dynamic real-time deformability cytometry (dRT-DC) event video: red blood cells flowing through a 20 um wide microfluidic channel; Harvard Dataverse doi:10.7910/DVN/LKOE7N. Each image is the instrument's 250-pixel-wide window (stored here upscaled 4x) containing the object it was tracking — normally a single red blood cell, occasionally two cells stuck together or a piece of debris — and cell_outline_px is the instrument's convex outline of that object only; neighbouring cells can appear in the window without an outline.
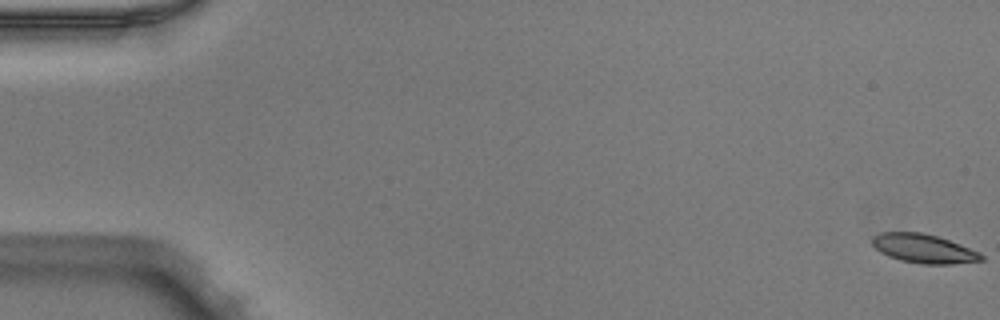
{"species": "Egyptian fruit bat (a non-hibernating species)", "species_latin": "Rousettus aegyptiacus", "temperature_condition": "warm", "stored_images_in_passage": 52, "camera_frame_rate_fps": 3000, "um_per_image_px": 0.085, "animal": {"sex": "male"}, "frame": {"image": 1, "passage_image": 1, "time_ms": 0.0, "image_size_px": [1000, 320], "cell_outline_px": [[984, 260], [952, 264], [920, 264], [900, 260], [888, 256], [880, 252], [872, 244], [872, 236], [880, 232], [920, 232], [936, 236], [948, 240], [980, 252], [984, 256]], "centroid_in_image_um": [78.5, 21.13], "position_along_channel_um": 6.5, "area_um2": 18.38}}
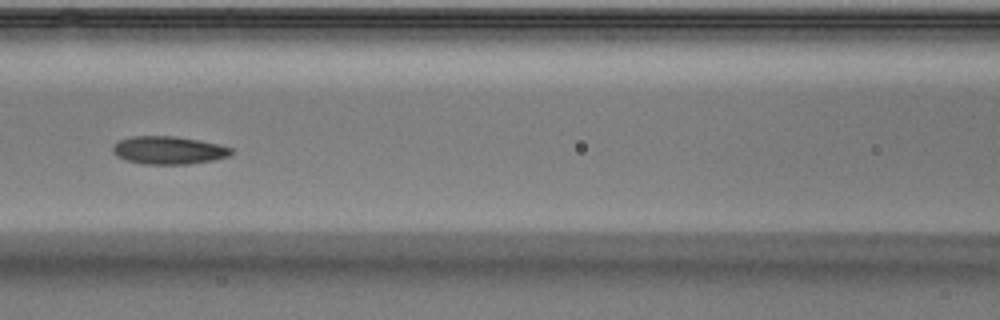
{"frame": {"image": 2, "passage_image": 24, "time_ms": 7.667, "image_size_px": [1000, 320], "cell_outline_px": [[232, 152], [228, 156], [212, 160], [188, 164], [144, 164], [128, 160], [116, 156], [112, 152], [112, 144], [120, 140], [132, 136], [176, 136], [216, 144], [232, 148]], "centroid_in_image_um": [14.27, 12.77], "position_along_channel_um": 152.3, "area_um2": 19.07}}
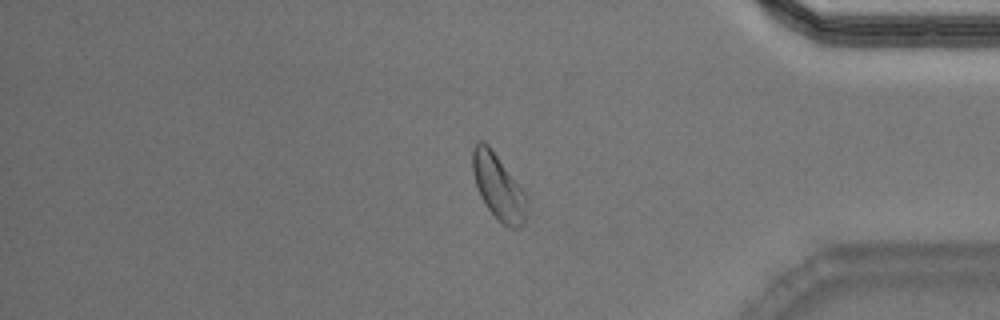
{"frame": {"image": 3, "passage_image": 44, "time_ms": 14.333, "image_size_px": [1000, 320], "cell_outline_px": [[528, 200], [524, 224], [520, 228], [508, 228], [488, 208], [480, 196], [472, 172], [472, 148], [480, 140], [488, 144], [492, 148], [524, 192]], "centroid_in_image_um": [42.36, 15.87], "position_along_channel_um": 392.8, "area_um2": 20.52}, "authors_computed_cell_mechanics": {"area_um2": 19.363, "velocity_mm_per_s": 3.9544, "shape_relaxation_time_tau1_ms": 3.2377, "shape_relaxation_time_tau2_ms": 1.955, "deformation_change_tau1": 0.0974, "deformation_change_tau2": 0.0668}}